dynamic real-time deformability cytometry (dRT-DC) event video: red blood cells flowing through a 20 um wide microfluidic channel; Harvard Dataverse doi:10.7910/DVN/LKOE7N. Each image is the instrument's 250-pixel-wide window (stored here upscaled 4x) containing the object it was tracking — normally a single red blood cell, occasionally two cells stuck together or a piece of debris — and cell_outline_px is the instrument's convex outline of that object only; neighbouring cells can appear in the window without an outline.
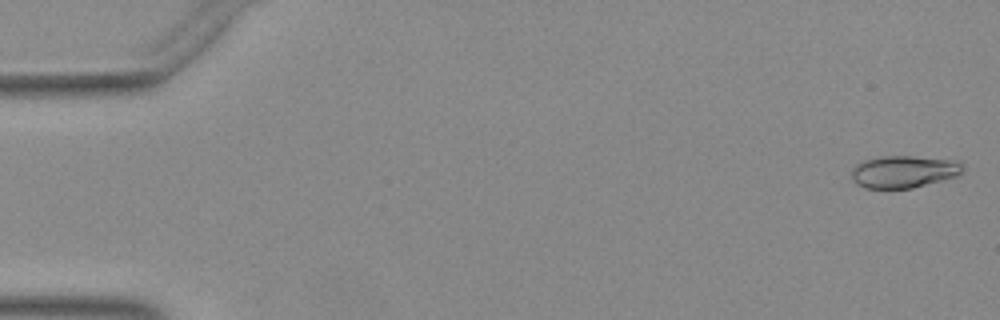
{"species": "Egyptian fruit bat (a non-hibernating species)", "species_latin": "Rousettus aegyptiacus", "temperature_condition": "warm", "stored_images_in_passage": 9, "camera_frame_rate_fps": 3000, "um_per_image_px": 0.085, "animal": {"sex": "female"}, "frame": {"image": 1, "passage_image": 1, "time_ms": 0.0, "image_size_px": [1000, 320], "cell_outline_px": [[964, 168], [956, 176], [912, 188], [864, 188], [856, 184], [852, 180], [852, 168], [856, 164], [864, 160], [880, 156], [912, 156], [956, 160]], "centroid_in_image_um": [76.77, 14.59], "position_along_channel_um": 8.2, "area_um2": 20.81}}